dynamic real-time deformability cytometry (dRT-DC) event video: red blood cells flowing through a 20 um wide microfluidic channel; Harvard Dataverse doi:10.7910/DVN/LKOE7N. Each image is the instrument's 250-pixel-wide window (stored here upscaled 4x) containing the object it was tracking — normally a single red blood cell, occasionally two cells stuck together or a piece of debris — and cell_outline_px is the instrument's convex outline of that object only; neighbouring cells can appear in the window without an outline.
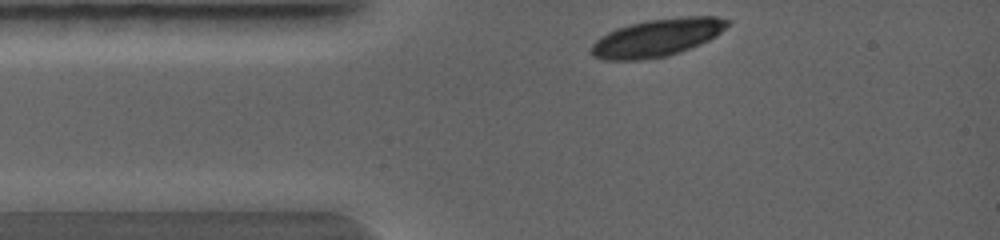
{"species": "common noctule bat (a hibernating species)", "species_latin": "Nyctalus noctula", "temperature_condition": "warm", "stored_images_in_passage": 2, "camera_frame_rate_fps": 5000, "um_per_image_px": 0.085, "animal": {"sex": "female", "body_mass_g": 19.0, "forearm_length_mm": 56.7}, "frame": {"image": 1, "passage_image": 1, "time_ms": 0.0, "image_size_px": [1000, 240], "cell_outline_px": [[732, 24], [716, 36], [700, 44], [680, 52], [668, 56], [636, 60], [604, 60], [592, 56], [588, 52], [592, 44], [600, 36], [616, 28], [648, 20], [684, 16], [716, 16], [732, 20]], "centroid_in_image_um": [55.87, 3.2], "position_along_channel_um": 29.1, "area_um2": 30.17}}